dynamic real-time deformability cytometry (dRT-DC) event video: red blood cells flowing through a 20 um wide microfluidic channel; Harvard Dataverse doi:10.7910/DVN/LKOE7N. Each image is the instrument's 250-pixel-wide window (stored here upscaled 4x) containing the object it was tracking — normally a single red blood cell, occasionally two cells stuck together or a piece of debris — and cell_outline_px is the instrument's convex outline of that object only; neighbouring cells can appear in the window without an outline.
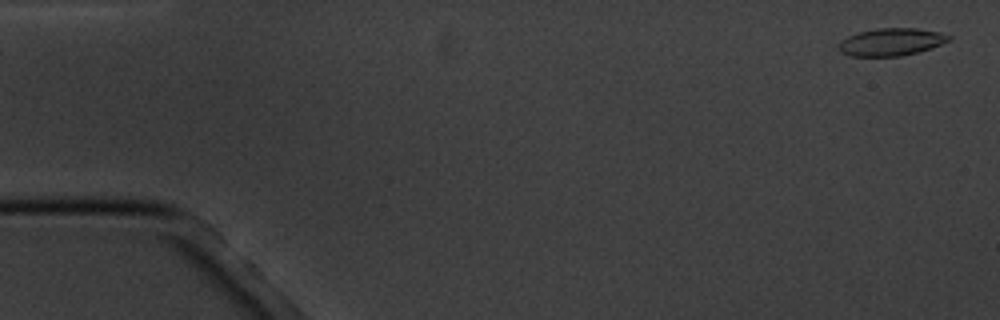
{"species": "common noctule bat (a hibernating species)", "species_latin": "Nyctalus noctula", "temperature_condition": "cold", "stored_images_in_passage": 5, "camera_frame_rate_fps": 3000, "um_per_image_px": 0.085, "animal": {"sex": "male", "body_mass_g": 20.1, "forearm_length_mm": 53.5}, "frame": {"image": 1, "passage_image": 1, "time_ms": 0.0, "image_size_px": [1000, 320], "cell_outline_px": [[952, 40], [920, 52], [900, 56], [852, 56], [840, 52], [840, 40], [848, 36], [860, 32], [876, 28], [916, 28], [940, 32], [952, 36]], "centroid_in_image_um": [75.8, 3.56], "position_along_channel_um": 9.2, "area_um2": 17.69}}
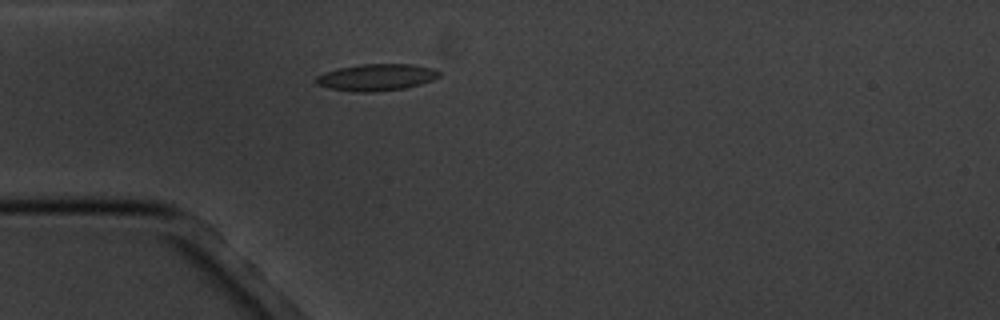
{"frame": {"image": 2, "passage_image": 5, "time_ms": 4.667, "image_size_px": [1000, 320], "cell_outline_px": [[440, 76], [432, 80], [420, 84], [404, 88], [372, 92], [356, 92], [328, 88], [316, 84], [312, 80], [316, 76], [324, 72], [340, 68], [364, 64], [412, 64], [432, 68], [440, 72]], "centroid_in_image_um": [31.96, 6.57], "position_along_channel_um": 53.0, "area_um2": 19.19}}